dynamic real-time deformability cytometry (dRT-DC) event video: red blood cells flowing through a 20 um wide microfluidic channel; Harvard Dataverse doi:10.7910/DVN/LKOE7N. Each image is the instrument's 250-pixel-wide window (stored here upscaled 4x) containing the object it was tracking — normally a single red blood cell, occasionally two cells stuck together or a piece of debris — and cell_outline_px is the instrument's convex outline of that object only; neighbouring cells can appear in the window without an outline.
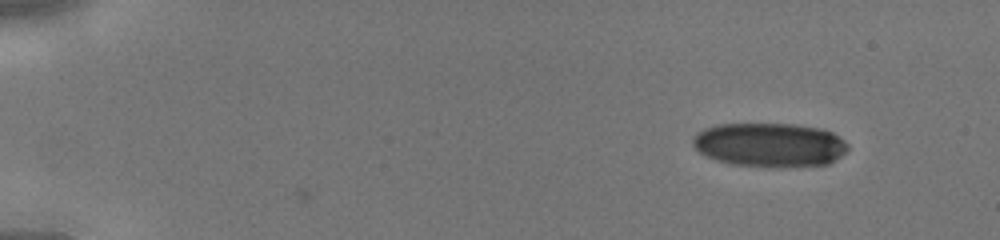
{"species": "human", "species_latin": "Homo sapiens", "temperature_condition": "cold", "stored_images_in_passage": 40, "camera_frame_rate_fps": 3000, "um_per_image_px": 0.085, "donor": {"sex": "male"}, "frame": {"image": 1, "passage_image": 1, "time_ms": 0.0, "image_size_px": [1000, 240], "cell_outline_px": [[848, 148], [840, 156], [828, 164], [780, 168], [776, 168], [732, 164], [716, 160], [700, 152], [692, 144], [692, 140], [696, 132], [704, 128], [720, 124], [796, 124], [820, 128], [832, 132], [844, 140], [848, 144]], "centroid_in_image_um": [65.42, 12.32], "position_along_channel_um": 19.6, "area_um2": 40.06}}
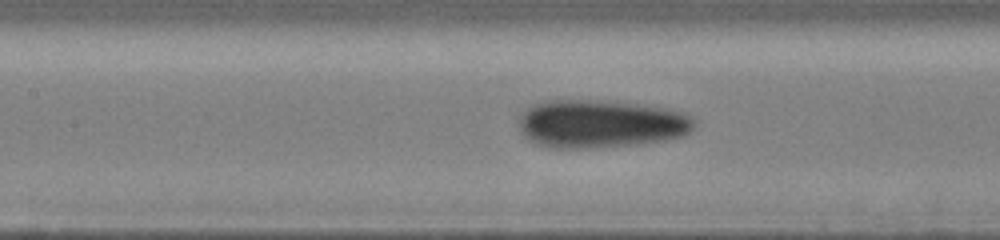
{"frame": {"image": 2, "passage_image": 18, "time_ms": 5.667, "image_size_px": [1000, 240], "cell_outline_px": [[696, 124], [684, 136], [664, 140], [640, 144], [588, 148], [548, 148], [536, 144], [528, 140], [520, 132], [520, 116], [532, 104], [544, 100], [616, 100], [668, 108], [680, 112], [688, 116]], "centroid_in_image_um": [51.02, 10.52], "position_along_channel_um": 156.4, "area_um2": 49.65}}
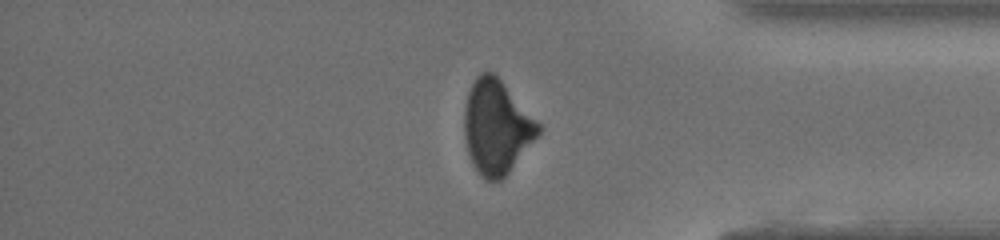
{"frame": {"image": 3, "passage_image": 34, "time_ms": 11.0, "image_size_px": [1000, 240], "cell_outline_px": [[540, 132], [508, 172], [500, 180], [488, 180], [480, 176], [472, 164], [468, 152], [464, 136], [464, 108], [468, 92], [476, 76], [480, 72], [492, 72], [500, 80], [540, 124]], "centroid_in_image_um": [42.16, 10.8], "position_along_channel_um": 393.0, "area_um2": 39.77}}